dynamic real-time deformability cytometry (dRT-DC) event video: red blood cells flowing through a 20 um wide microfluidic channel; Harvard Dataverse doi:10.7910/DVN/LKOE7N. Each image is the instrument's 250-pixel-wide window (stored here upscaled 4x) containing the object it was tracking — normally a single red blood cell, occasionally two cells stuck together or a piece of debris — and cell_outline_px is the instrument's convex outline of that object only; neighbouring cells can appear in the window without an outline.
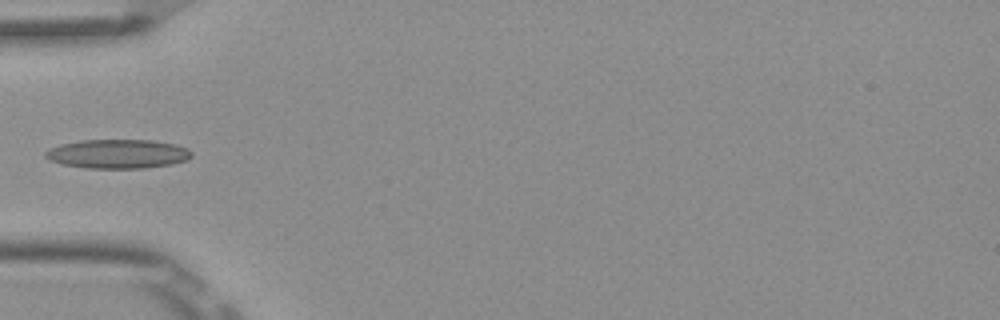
{"species": "Egyptian fruit bat (a non-hibernating species)", "species_latin": "Rousettus aegyptiacus", "temperature_condition": "room temperature", "stored_images_in_passage": 5, "camera_frame_rate_fps": 3000, "um_per_image_px": 0.085, "frame": {"image": 1, "passage_image": 5, "time_ms": 1.333, "image_size_px": [1000, 320], "cell_outline_px": [[192, 156], [188, 160], [172, 164], [144, 168], [84, 168], [64, 164], [52, 160], [44, 156], [44, 152], [48, 148], [60, 144], [80, 140], [152, 140], [176, 144], [188, 148], [192, 152]], "centroid_in_image_um": [10.03, 13.07], "position_along_channel_um": 75.0, "area_um2": 24.91}}